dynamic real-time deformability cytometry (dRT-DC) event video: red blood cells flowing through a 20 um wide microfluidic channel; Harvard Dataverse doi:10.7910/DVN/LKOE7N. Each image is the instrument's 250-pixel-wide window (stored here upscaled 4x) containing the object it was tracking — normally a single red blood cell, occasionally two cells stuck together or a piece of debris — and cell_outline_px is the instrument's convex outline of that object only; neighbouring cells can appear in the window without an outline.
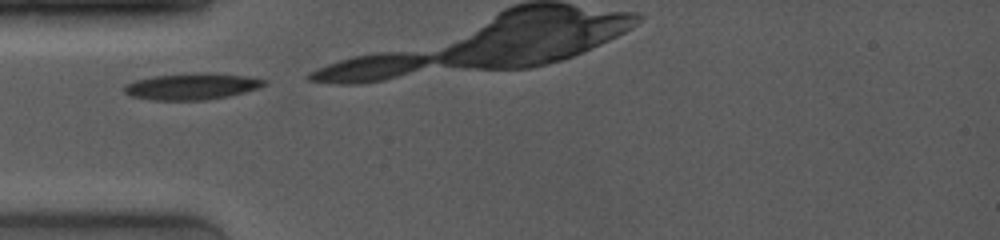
{"species": "common noctule bat (a hibernating species)", "species_latin": "Nyctalus noctula", "temperature_condition": "room temperature", "stored_images_in_passage": 4, "camera_frame_rate_fps": 4000, "um_per_image_px": 0.085, "animal": {"sex": "female", "body_mass_g": 19.0, "forearm_length_mm": 53.3}, "frame": {"image": 1, "passage_image": 1, "time_ms": 0.0, "image_size_px": [1000, 240], "cell_outline_px": [[268, 84], [260, 88], [228, 96], [204, 100], [152, 100], [132, 96], [124, 92], [124, 84], [136, 80], [152, 76], [196, 72], [244, 76], [268, 80]], "centroid_in_image_um": [16.31, 7.34], "position_along_channel_um": 68.7, "area_um2": 21.56}}